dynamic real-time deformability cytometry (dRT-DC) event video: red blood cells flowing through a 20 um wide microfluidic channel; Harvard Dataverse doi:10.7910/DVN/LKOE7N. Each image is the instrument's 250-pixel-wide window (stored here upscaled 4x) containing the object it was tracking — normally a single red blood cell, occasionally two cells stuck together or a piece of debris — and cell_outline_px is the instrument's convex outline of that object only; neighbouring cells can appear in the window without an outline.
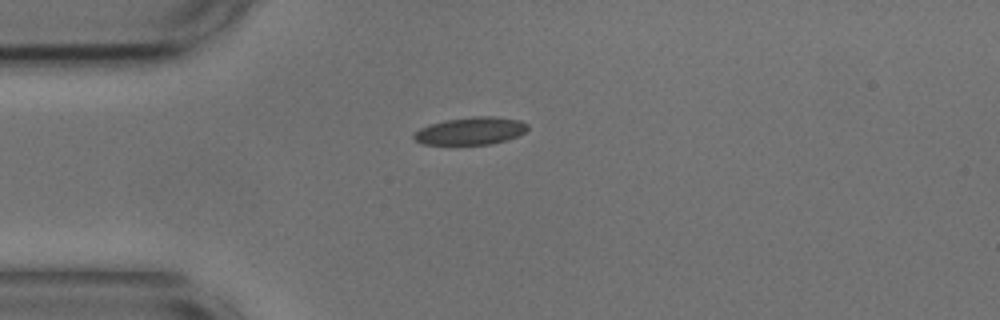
{"species": "common noctule bat (a hibernating species)", "species_latin": "Nyctalus noctula", "temperature_condition": "cold", "stored_images_in_passage": 3, "camera_frame_rate_fps": 3000, "um_per_image_px": 0.085, "animal": {"sex": "male", "body_mass_g": 17.9, "forearm_length_mm": 54.2}, "frame": {"image": 1, "passage_image": 1, "time_ms": 0.0, "image_size_px": [1000, 320], "cell_outline_px": [[528, 128], [524, 132], [516, 136], [504, 140], [488, 144], [424, 144], [416, 140], [412, 136], [420, 128], [428, 124], [448, 120], [472, 116], [492, 116], [520, 120], [528, 124]], "centroid_in_image_um": [40.0, 11.11], "position_along_channel_um": 45.0, "area_um2": 17.98}}
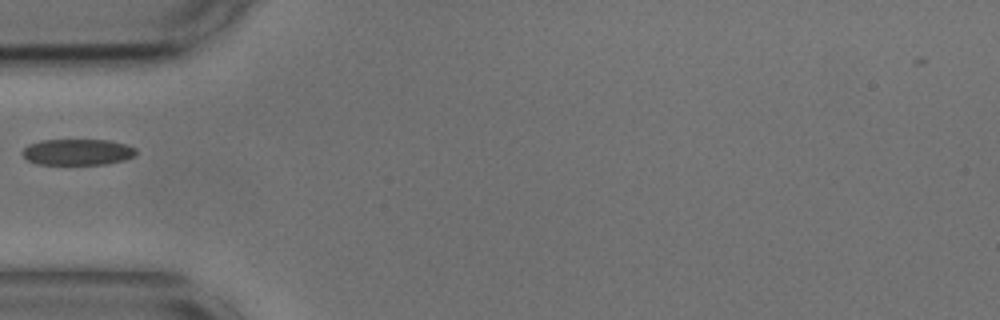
{"frame": {"image": 2, "passage_image": 2, "time_ms": 0.333, "image_size_px": [1000, 320], "cell_outline_px": [[136, 156], [124, 160], [108, 164], [36, 164], [28, 160], [20, 152], [28, 144], [40, 140], [108, 140], [128, 144], [136, 148]], "centroid_in_image_um": [6.61, 12.92], "position_along_channel_um": 78.4, "area_um2": 17.51}}